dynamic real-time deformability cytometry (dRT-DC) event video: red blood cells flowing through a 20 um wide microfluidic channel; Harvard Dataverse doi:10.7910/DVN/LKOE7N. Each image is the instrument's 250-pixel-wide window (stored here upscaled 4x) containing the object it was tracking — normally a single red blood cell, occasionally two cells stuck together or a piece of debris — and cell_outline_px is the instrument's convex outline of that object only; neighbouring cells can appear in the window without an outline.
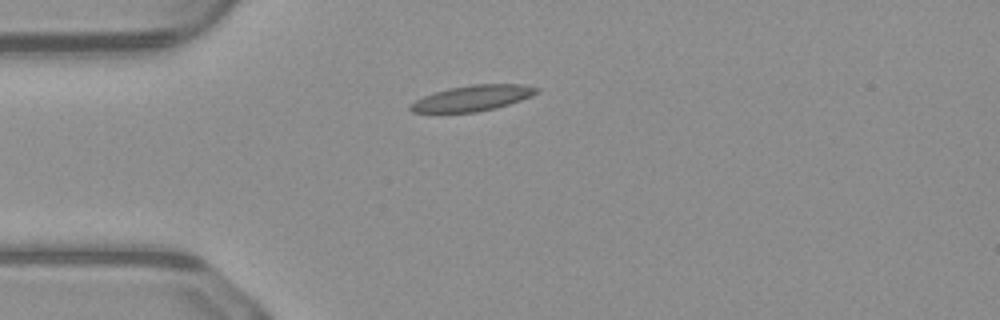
{"species": "common noctule bat (a hibernating species)", "species_latin": "Nyctalus noctula", "temperature_condition": "warm", "stored_images_in_passage": 38, "camera_frame_rate_fps": 3000, "um_per_image_px": 0.085, "animal": {"sex": "male", "body_mass_g": 23.1, "forearm_length_mm": 52.7}, "frame": {"image": 1, "passage_image": 1, "time_ms": 0.0, "image_size_px": [1000, 320], "cell_outline_px": [[540, 92], [532, 96], [496, 108], [476, 112], [412, 112], [408, 108], [408, 104], [424, 96], [448, 88], [472, 84], [524, 84], [540, 88]], "centroid_in_image_um": [40.19, 8.33], "position_along_channel_um": 44.8, "area_um2": 18.9}}
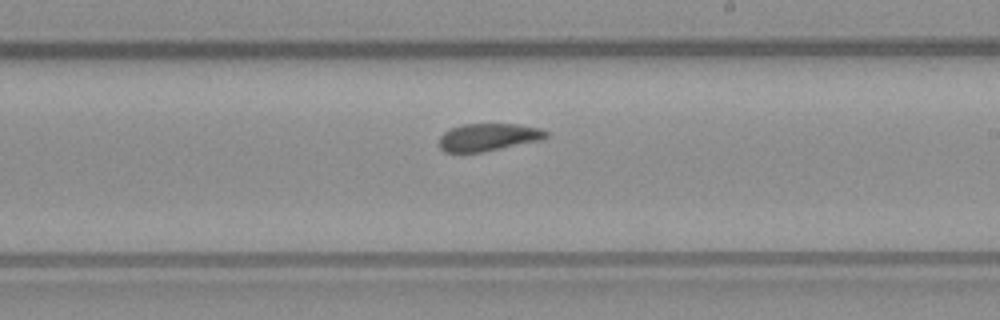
{"frame": {"image": 2, "passage_image": 17, "time_ms": 5.333, "image_size_px": [1000, 320], "cell_outline_px": [[548, 136], [540, 140], [484, 152], [444, 152], [440, 148], [440, 136], [444, 132], [452, 128], [464, 124], [516, 124], [540, 128], [548, 132]], "centroid_in_image_um": [41.51, 11.66], "position_along_channel_um": 247.5, "area_um2": 17.05}}
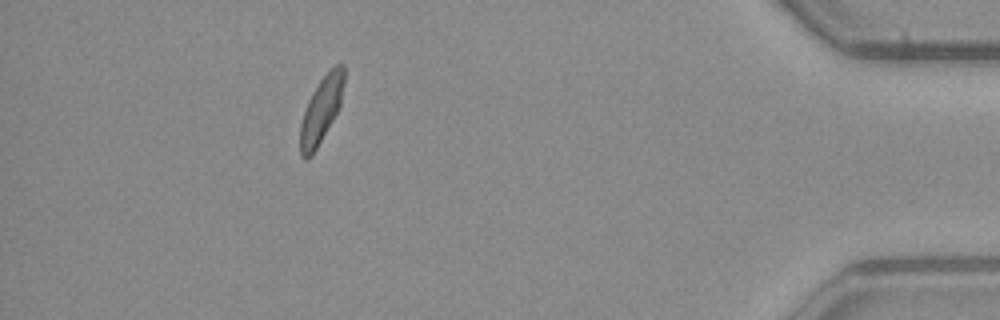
{"frame": {"image": 3, "passage_image": 33, "time_ms": 10.667, "image_size_px": [1000, 320], "cell_outline_px": [[344, 80], [340, 104], [332, 120], [312, 156], [304, 160], [300, 156], [300, 124], [308, 100], [312, 92], [320, 80], [336, 64], [344, 64]], "centroid_in_image_um": [27.28, 9.37], "position_along_channel_um": 407.9, "area_um2": 16.53}, "authors_computed_cell_mechanics": {"area_um2": 17.6868, "velocity_mm_per_s": 4.1145, "shape_relaxation_time_tau1_ms": 3.9926, "shape_relaxation_time_tau2_ms": 1.7437, "deformation_change_tau1": 0.1229, "deformation_change_tau2": 0.067}}